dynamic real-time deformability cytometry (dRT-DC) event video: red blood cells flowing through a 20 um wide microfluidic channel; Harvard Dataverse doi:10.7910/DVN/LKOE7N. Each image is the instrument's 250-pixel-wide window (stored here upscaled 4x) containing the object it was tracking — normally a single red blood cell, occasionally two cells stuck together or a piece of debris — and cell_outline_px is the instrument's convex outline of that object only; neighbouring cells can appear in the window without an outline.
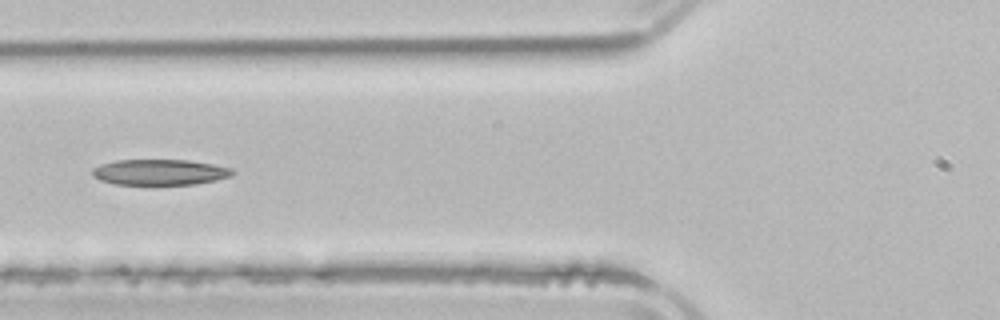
{"species": "common noctule bat (a hibernating species)", "species_latin": "Nyctalus noctula", "temperature_condition": "room temperature", "stored_images_in_passage": 5, "camera_frame_rate_fps": 3000, "um_per_image_px": 0.085, "animal": {"sex": "male", "body_mass_g": 21.5, "forearm_length_mm": 52.0}, "frame": {"image": 1, "passage_image": 5, "time_ms": 5.0, "image_size_px": [1000, 320], "cell_outline_px": [[236, 172], [232, 176], [216, 180], [196, 184], [116, 184], [100, 180], [92, 176], [92, 168], [100, 164], [116, 160], [188, 160], [212, 164], [232, 168]], "centroid_in_image_um": [13.59, 14.63], "position_along_channel_um": 112.2, "area_um2": 21.04}}